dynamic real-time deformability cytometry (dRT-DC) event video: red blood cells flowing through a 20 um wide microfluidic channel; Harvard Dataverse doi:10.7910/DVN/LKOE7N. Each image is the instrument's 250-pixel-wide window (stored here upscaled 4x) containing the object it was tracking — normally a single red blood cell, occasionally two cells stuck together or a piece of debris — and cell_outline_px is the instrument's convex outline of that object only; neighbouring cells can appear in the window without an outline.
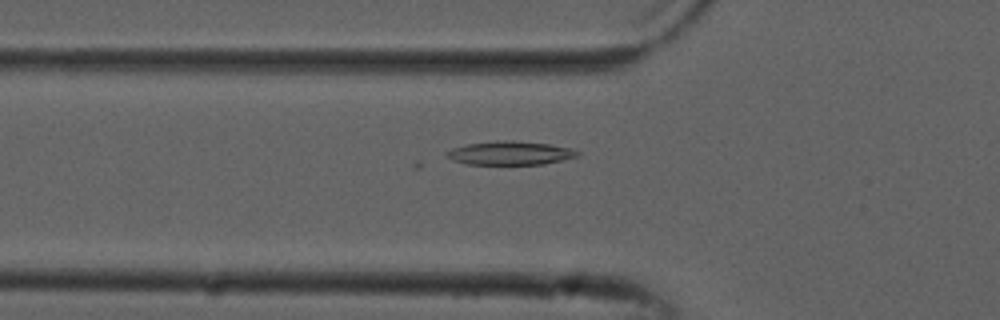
{"species": "common noctule bat (a hibernating species)", "species_latin": "Nyctalus noctula", "temperature_condition": "cold", "stored_images_in_passage": 38, "camera_frame_rate_fps": 3000, "um_per_image_px": 0.085, "animal": {"sex": "male", "forearm_length_mm": 52.5}, "frame": {"image": 1, "passage_image": 12, "time_ms": 3.667, "image_size_px": [1000, 320], "cell_outline_px": [[580, 156], [544, 164], [468, 164], [452, 160], [444, 156], [444, 152], [452, 148], [468, 144], [496, 140], [512, 140], [548, 144], [572, 148], [580, 152]], "centroid_in_image_um": [43.35, 13.0], "position_along_channel_um": 82.5, "area_um2": 18.15}}
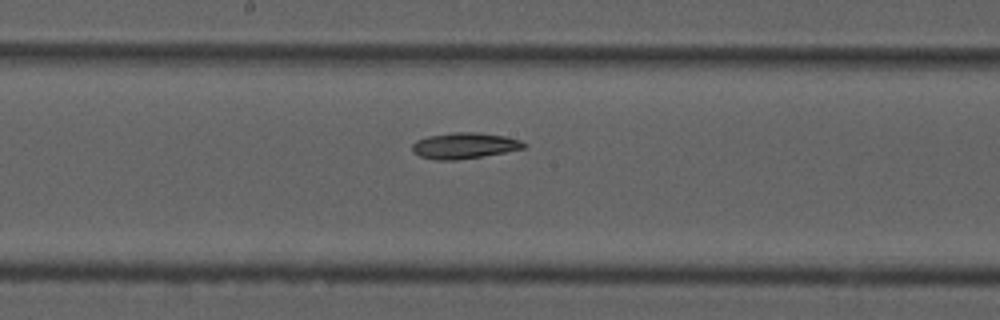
{"frame": {"image": 2, "passage_image": 22, "time_ms": 7.0, "image_size_px": [1000, 320], "cell_outline_px": [[528, 144], [524, 148], [504, 152], [456, 160], [436, 160], [420, 156], [412, 152], [412, 144], [416, 140], [428, 136], [452, 132], [480, 132], [504, 136], [520, 140]], "centroid_in_image_um": [39.45, 12.37], "position_along_channel_um": 208.8, "area_um2": 16.88}}
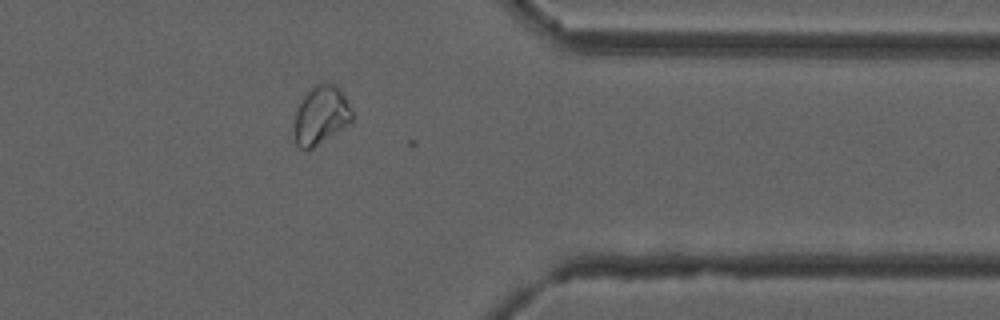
{"frame": {"image": 3, "passage_image": 37, "time_ms": 12.0, "image_size_px": [1000, 320], "cell_outline_px": [[356, 116], [344, 128], [312, 148], [300, 148], [296, 144], [292, 132], [292, 128], [296, 104], [308, 88], [316, 84], [336, 84], [344, 96]], "centroid_in_image_um": [27.23, 9.78], "position_along_channel_um": 384.2, "area_um2": 20.35}}